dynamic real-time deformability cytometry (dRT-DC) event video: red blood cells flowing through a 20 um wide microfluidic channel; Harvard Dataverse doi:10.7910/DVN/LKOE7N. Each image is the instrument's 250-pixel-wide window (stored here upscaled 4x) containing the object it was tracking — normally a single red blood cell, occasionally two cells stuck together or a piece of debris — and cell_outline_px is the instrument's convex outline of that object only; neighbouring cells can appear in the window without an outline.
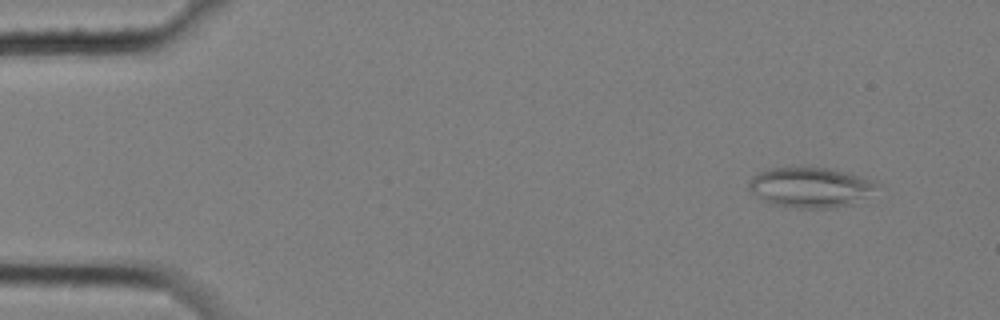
{"species": "common noctule bat (a hibernating species)", "species_latin": "Nyctalus noctula", "temperature_condition": "cold", "stored_images_in_passage": 7, "camera_frame_rate_fps": 3000, "um_per_image_px": 0.085, "animal": {"sex": "female", "body_mass_g": 25.1}, "frame": {"image": 1, "passage_image": 1, "time_ms": 0.0, "image_size_px": [1000, 320], "cell_outline_px": [[876, 184], [864, 196], [852, 204], [832, 208], [800, 208], [772, 204], [764, 200], [752, 192], [748, 188], [748, 184], [752, 176], [768, 168], [828, 168], [848, 172], [872, 180]], "centroid_in_image_um": [68.81, 15.92], "position_along_channel_um": 16.2, "area_um2": 29.25}}
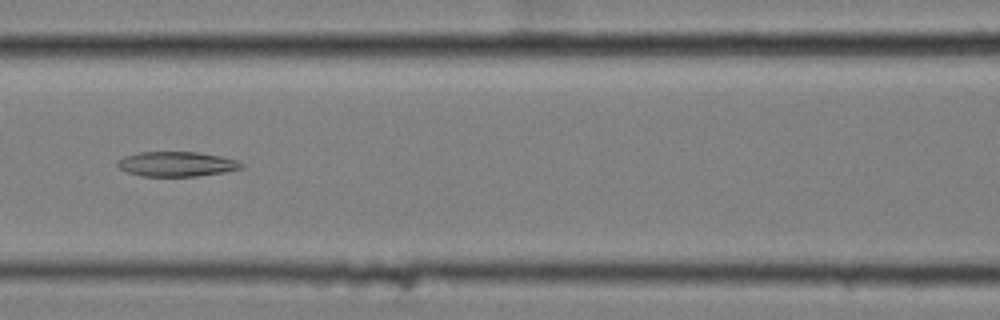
{"frame": {"image": 2, "passage_image": 7, "time_ms": 2.0, "image_size_px": [1000, 320], "cell_outline_px": [[244, 168], [224, 172], [196, 176], [140, 176], [128, 172], [120, 168], [116, 164], [124, 156], [140, 152], [196, 152], [220, 156], [236, 160], [244, 164]], "centroid_in_image_um": [15.03, 13.94], "position_along_channel_um": 151.6, "area_um2": 17.8}}